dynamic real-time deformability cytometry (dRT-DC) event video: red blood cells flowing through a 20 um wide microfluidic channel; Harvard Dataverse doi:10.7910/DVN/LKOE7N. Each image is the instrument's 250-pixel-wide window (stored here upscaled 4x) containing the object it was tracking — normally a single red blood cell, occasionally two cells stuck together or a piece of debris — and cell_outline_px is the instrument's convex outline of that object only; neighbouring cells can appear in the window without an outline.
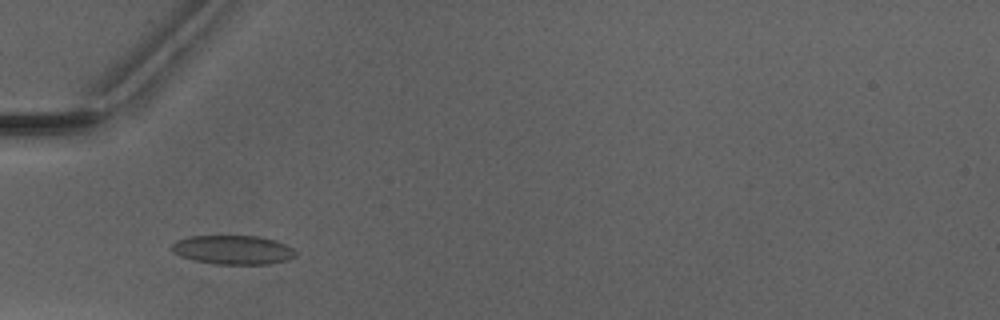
{"species": "Egyptian fruit bat (a non-hibernating species)", "species_latin": "Rousettus aegyptiacus", "temperature_condition": "warm", "stored_images_in_passage": 32, "camera_frame_rate_fps": 3000, "um_per_image_px": 0.085, "animal": {"sex": "male"}, "frame": {"image": 1, "passage_image": 7, "time_ms": 2.0, "image_size_px": [1000, 320], "cell_outline_px": [[296, 256], [288, 260], [268, 264], [216, 264], [196, 260], [180, 256], [172, 252], [168, 248], [176, 240], [188, 236], [260, 236], [276, 240], [292, 248], [296, 252]], "centroid_in_image_um": [19.78, 21.23], "position_along_channel_um": 65.2, "area_um2": 21.1}}
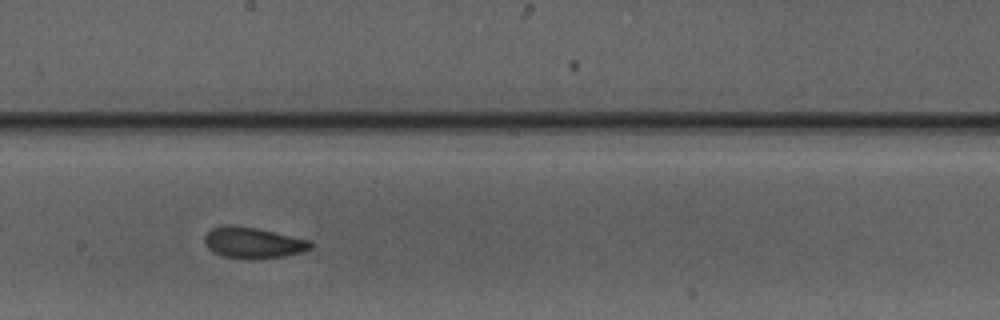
{"frame": {"image": 2, "passage_image": 19, "time_ms": 6.0, "image_size_px": [1000, 320], "cell_outline_px": [[312, 248], [304, 252], [284, 256], [260, 260], [248, 260], [220, 256], [208, 248], [204, 240], [204, 236], [212, 228], [220, 224], [232, 224], [256, 228], [308, 240], [312, 244]], "centroid_in_image_um": [21.47, 20.65], "position_along_channel_um": 226.7, "area_um2": 19.54}}
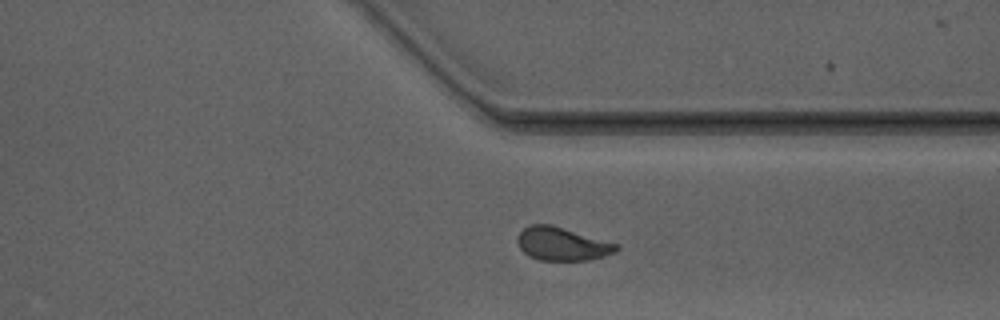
{"frame": {"image": 3, "passage_image": 29, "time_ms": 9.333, "image_size_px": [1000, 320], "cell_outline_px": [[620, 248], [616, 252], [604, 256], [588, 260], [540, 260], [528, 256], [520, 248], [516, 240], [516, 236], [524, 228], [532, 224], [548, 224], [620, 244]], "centroid_in_image_um": [47.78, 20.74], "position_along_channel_um": 363.6, "area_um2": 19.13}, "authors_computed_cell_mechanics": {"area_um2": 19.7098, "velocity_mm_per_s": 4.1031, "shape_relaxation_time_tau1_ms": 3.9132, "shape_relaxation_time_tau2_ms": 0.8017, "deformation_change_tau1": 0.1117, "deformation_change_tau2": 0.0588}}